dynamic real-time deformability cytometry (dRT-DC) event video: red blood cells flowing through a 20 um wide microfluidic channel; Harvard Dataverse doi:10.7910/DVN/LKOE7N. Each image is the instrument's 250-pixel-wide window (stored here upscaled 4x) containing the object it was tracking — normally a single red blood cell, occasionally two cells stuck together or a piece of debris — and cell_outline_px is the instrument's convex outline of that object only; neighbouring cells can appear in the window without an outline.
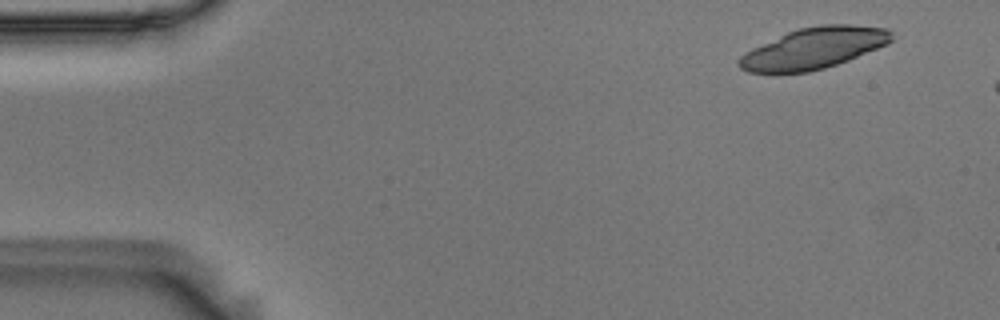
{"species": "Egyptian fruit bat (a non-hibernating species)", "species_latin": "Rousettus aegyptiacus", "temperature_condition": "room temperature", "stored_images_in_passage": 10, "camera_frame_rate_fps": 3000, "um_per_image_px": 0.085, "animal": {"sex": "male"}, "frame": {"image": 1, "passage_image": 4, "time_ms": 1.0, "image_size_px": [1000, 320], "cell_outline_px": [[892, 40], [888, 44], [848, 60], [824, 68], [808, 72], [748, 72], [740, 68], [736, 64], [740, 56], [744, 52], [752, 48], [788, 32], [800, 28], [824, 24], [848, 24], [888, 28], [892, 32]], "centroid_in_image_um": [69.18, 4.09], "position_along_channel_um": 15.8, "area_um2": 36.36}}